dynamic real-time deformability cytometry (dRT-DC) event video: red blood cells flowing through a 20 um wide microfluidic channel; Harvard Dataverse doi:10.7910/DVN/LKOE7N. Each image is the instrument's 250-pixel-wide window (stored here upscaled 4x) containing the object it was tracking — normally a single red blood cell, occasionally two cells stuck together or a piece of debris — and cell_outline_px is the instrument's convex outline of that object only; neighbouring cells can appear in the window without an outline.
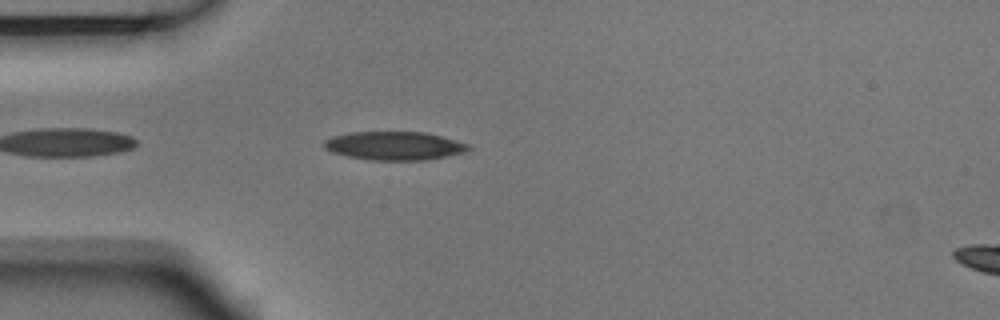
{"species": "Egyptian fruit bat (a non-hibernating species)", "species_latin": "Rousettus aegyptiacus", "temperature_condition": "room temperature", "stored_images_in_passage": 5, "segment_of_instrument_passage": [1, 2], "camera_frame_rate_fps": 3000, "um_per_image_px": 0.085, "animal": {"sex": "male"}, "frame": {"image": 1, "passage_image": 4, "time_ms": 1.0, "image_size_px": [1000, 320], "cell_outline_px": [[472, 148], [464, 152], [448, 156], [428, 160], [372, 160], [348, 156], [332, 152], [324, 148], [324, 140], [332, 136], [348, 132], [428, 132], [456, 140], [468, 144]], "centroid_in_image_um": [33.53, 12.39], "position_along_channel_um": 51.5, "area_um2": 24.1}}